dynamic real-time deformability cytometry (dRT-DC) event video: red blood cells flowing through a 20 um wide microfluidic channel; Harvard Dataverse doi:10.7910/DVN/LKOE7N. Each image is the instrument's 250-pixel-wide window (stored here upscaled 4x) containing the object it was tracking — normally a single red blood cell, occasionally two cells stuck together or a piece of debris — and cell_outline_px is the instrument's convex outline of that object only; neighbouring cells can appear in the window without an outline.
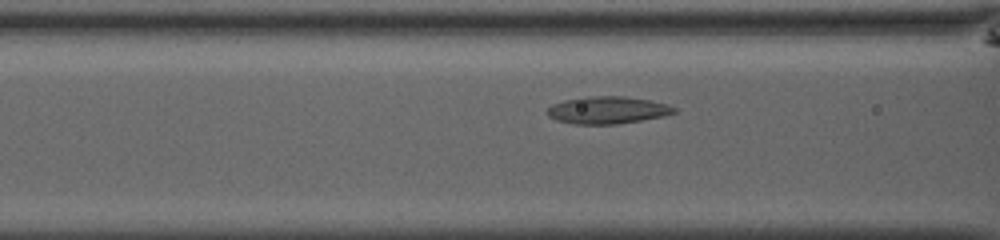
{"species": "common noctule bat (a hibernating species)", "species_latin": "Nyctalus noctula", "temperature_condition": "room temperature", "stored_images_in_passage": 31, "camera_frame_rate_fps": 3000, "um_per_image_px": 0.085, "animal": {"sex": "male", "body_mass_g": 13.0, "forearm_length_mm": 53.1}, "frame": {"image": 1, "passage_image": 6, "time_ms": 1.667, "image_size_px": [1000, 240], "cell_outline_px": [[676, 112], [664, 116], [616, 124], [576, 124], [556, 120], [548, 116], [548, 108], [552, 104], [564, 100], [584, 96], [624, 96], [648, 100], [668, 104], [676, 108]], "centroid_in_image_um": [51.63, 9.35], "position_along_channel_um": 115.0, "area_um2": 20.11}}
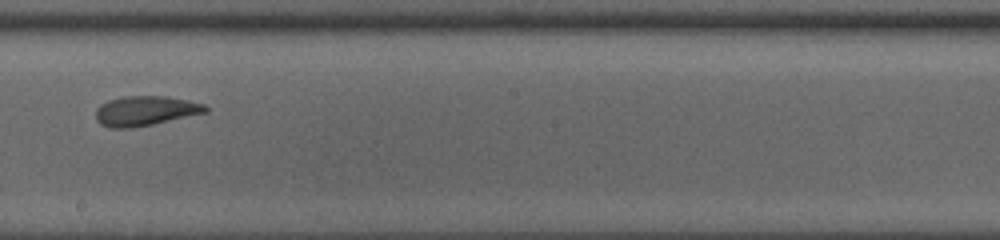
{"frame": {"image": 2, "passage_image": 15, "time_ms": 4.667, "image_size_px": [1000, 240], "cell_outline_px": [[208, 112], [152, 124], [128, 128], [108, 128], [100, 124], [96, 120], [96, 108], [100, 104], [108, 100], [124, 96], [168, 96], [188, 100], [204, 104], [208, 108]], "centroid_in_image_um": [12.33, 9.41], "position_along_channel_um": 235.9, "area_um2": 19.07}}
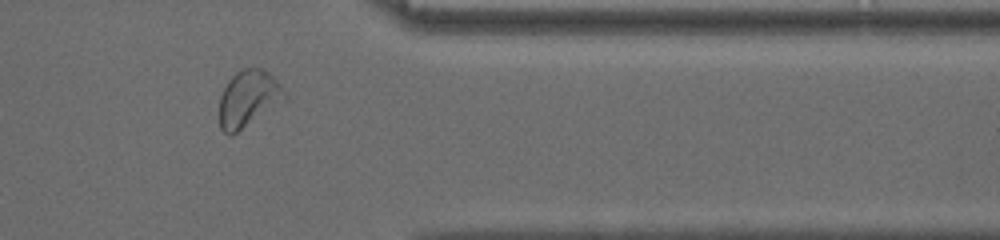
{"frame": {"image": 3, "passage_image": 27, "time_ms": 8.667, "image_size_px": [1000, 240], "cell_outline_px": [[288, 96], [284, 100], [232, 136], [224, 132], [220, 128], [220, 96], [228, 80], [236, 72], [244, 68], [264, 68], [280, 84]], "centroid_in_image_um": [21.1, 8.37], "position_along_channel_um": 390.3, "area_um2": 21.33}}